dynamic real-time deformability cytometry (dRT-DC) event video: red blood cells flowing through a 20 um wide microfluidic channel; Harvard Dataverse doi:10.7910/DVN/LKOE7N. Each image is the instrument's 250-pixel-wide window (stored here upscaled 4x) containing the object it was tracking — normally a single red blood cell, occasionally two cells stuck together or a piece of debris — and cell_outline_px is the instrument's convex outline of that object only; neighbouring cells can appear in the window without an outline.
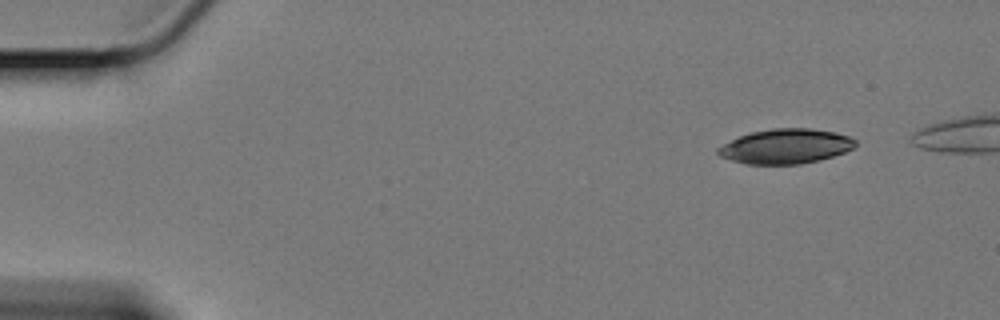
{"species": "Egyptian fruit bat (a non-hibernating species)", "species_latin": "Rousettus aegyptiacus", "temperature_condition": "cold", "stored_images_in_passage": 18, "camera_frame_rate_fps": 3000, "um_per_image_px": 0.085, "animal": {"sex": "female"}, "frame": {"image": 1, "passage_image": 1, "time_ms": 0.0, "image_size_px": [1000, 320], "cell_outline_px": [[856, 144], [852, 148], [844, 152], [832, 156], [800, 164], [748, 164], [732, 160], [720, 156], [716, 152], [716, 148], [740, 136], [752, 132], [772, 128], [812, 128], [836, 132], [848, 136], [856, 140]], "centroid_in_image_um": [66.78, 12.43], "position_along_channel_um": 18.2, "area_um2": 27.57}}
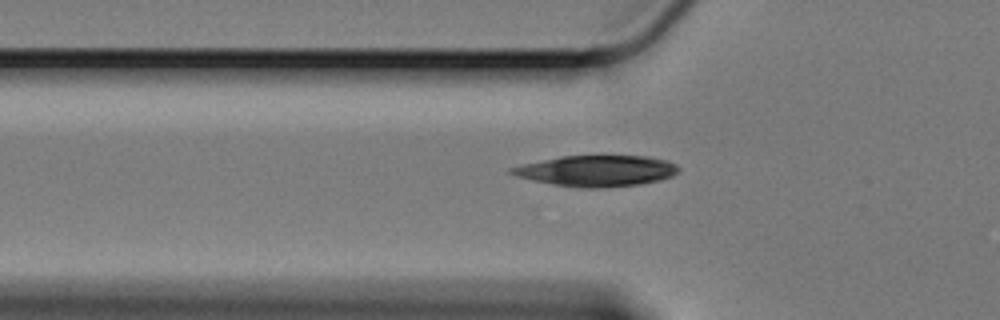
{"frame": {"image": 2, "passage_image": 15, "time_ms": 4.667, "image_size_px": [1000, 320], "cell_outline_px": [[680, 168], [672, 176], [660, 180], [640, 184], [596, 188], [580, 188], [552, 184], [532, 180], [516, 176], [508, 172], [508, 168], [524, 164], [560, 156], [648, 156], [668, 160], [676, 164]], "centroid_in_image_um": [50.71, 14.52], "position_along_channel_um": 75.1, "area_um2": 30.11}}